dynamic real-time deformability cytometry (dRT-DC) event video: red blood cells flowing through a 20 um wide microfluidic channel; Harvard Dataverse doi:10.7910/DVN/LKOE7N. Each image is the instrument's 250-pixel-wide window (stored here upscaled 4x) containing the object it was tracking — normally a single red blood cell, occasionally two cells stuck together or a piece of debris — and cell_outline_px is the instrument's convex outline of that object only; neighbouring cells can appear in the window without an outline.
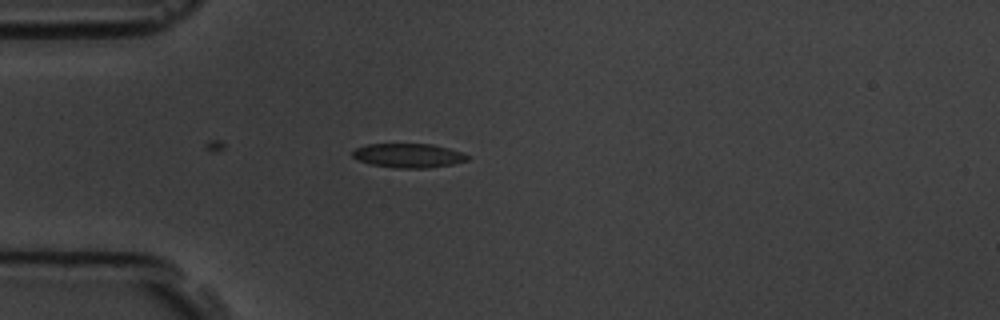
{"species": "common noctule bat (a hibernating species)", "species_latin": "Nyctalus noctula", "temperature_condition": "room temperature", "stored_images_in_passage": 2, "camera_frame_rate_fps": 3000, "um_per_image_px": 0.085, "animal": {"sex": "male", "body_mass_g": 19.5, "forearm_length_mm": 54.6}, "frame": {"image": 1, "passage_image": 2, "time_ms": 1.0, "image_size_px": [1000, 320], "cell_outline_px": [[468, 160], [452, 164], [428, 168], [396, 168], [372, 164], [360, 160], [352, 156], [352, 152], [356, 148], [368, 144], [432, 144], [448, 148], [460, 152], [468, 156]], "centroid_in_image_um": [34.71, 13.22], "position_along_channel_um": 50.3, "area_um2": 15.95}}